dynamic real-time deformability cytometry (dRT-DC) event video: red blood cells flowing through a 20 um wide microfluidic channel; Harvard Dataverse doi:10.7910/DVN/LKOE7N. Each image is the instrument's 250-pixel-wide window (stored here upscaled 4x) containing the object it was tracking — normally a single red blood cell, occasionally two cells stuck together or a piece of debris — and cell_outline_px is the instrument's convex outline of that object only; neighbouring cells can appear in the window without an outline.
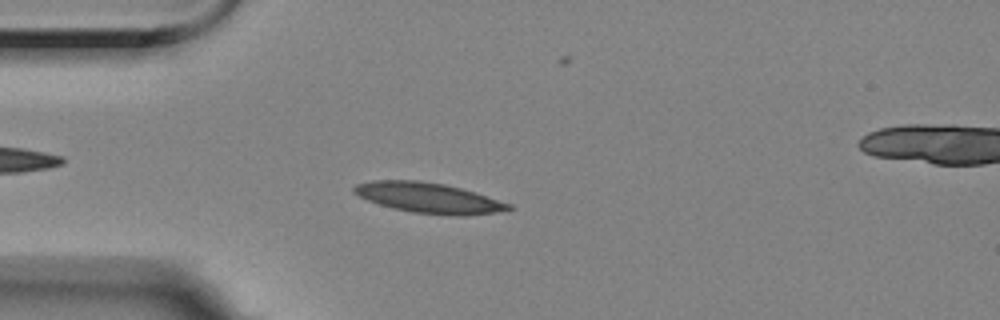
{"species": "Egyptian fruit bat (a non-hibernating species)", "species_latin": "Rousettus aegyptiacus", "temperature_condition": "room temperature", "stored_images_in_passage": 52, "segment_of_instrument_passage": [1, 2], "camera_frame_rate_fps": 3000, "um_per_image_px": 0.085, "animal": {"sex": "female"}, "frame": {"image": 1, "passage_image": 9, "time_ms": 2.667, "image_size_px": [1000, 320], "cell_outline_px": [[516, 208], [492, 212], [464, 216], [448, 216], [412, 212], [392, 208], [368, 200], [352, 192], [352, 188], [356, 184], [372, 180], [416, 180], [444, 184], [460, 188], [512, 204]], "centroid_in_image_um": [36.41, 16.82], "position_along_channel_um": 48.6, "area_um2": 27.17}}
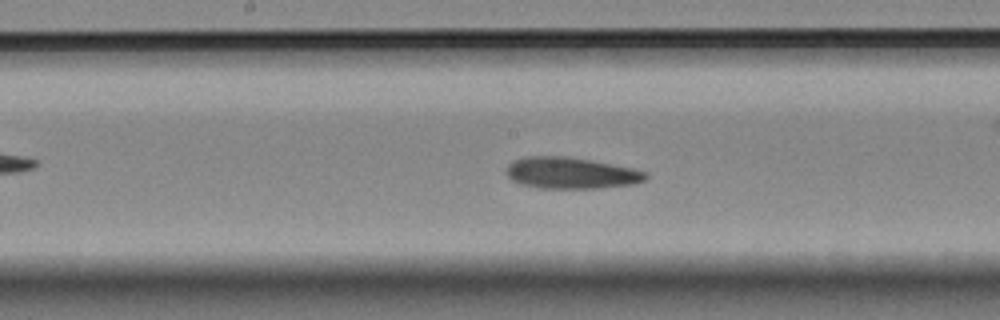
{"frame": {"image": 2, "passage_image": 23, "time_ms": 7.333, "image_size_px": [1000, 320], "cell_outline_px": [[648, 176], [644, 180], [632, 184], [600, 188], [540, 188], [520, 184], [512, 180], [504, 172], [508, 164], [512, 160], [524, 156], [564, 156], [592, 160], [632, 168], [648, 172]], "centroid_in_image_um": [48.49, 14.7], "position_along_channel_um": 199.7, "area_um2": 25.66}}
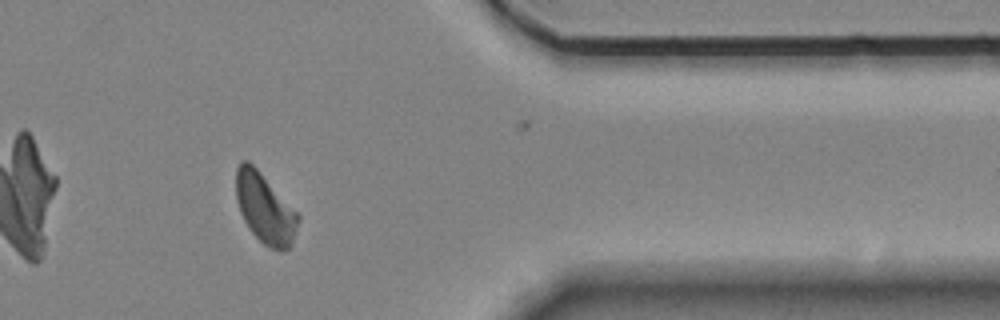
{"frame": {"image": 3, "passage_image": 41, "time_ms": 13.333, "image_size_px": [1000, 320], "cell_outline_px": [[300, 220], [292, 244], [284, 252], [280, 252], [268, 248], [248, 228], [240, 212], [236, 200], [236, 168], [240, 160], [248, 160], [260, 172], [300, 216]], "centroid_in_image_um": [22.51, 17.74], "position_along_channel_um": 388.9, "area_um2": 25.32}}